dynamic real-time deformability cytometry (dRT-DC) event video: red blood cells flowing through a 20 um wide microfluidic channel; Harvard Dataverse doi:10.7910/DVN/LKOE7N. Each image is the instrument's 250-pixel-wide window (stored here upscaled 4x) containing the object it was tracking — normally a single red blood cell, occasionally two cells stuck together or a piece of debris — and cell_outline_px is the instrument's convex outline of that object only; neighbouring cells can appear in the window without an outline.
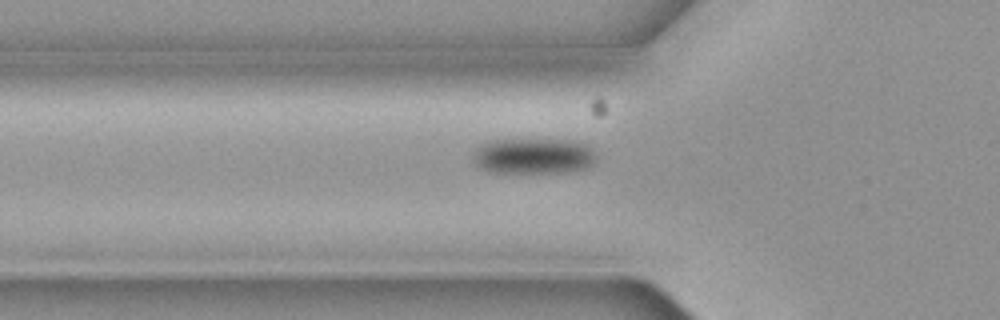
{"species": "common noctule bat (a hibernating species)", "species_latin": "Nyctalus noctula", "temperature_condition": "cold", "stored_images_in_passage": 6, "segment_of_instrument_passage": [2, 2], "camera_frame_rate_fps": 3000, "um_per_image_px": 0.085, "animal": {"sex": "female", "body_mass_g": 19.3, "forearm_length_mm": 54.1}, "frame": {"image": 1, "passage_image": 6, "time_ms": 1.667, "image_size_px": [1000, 320], "cell_outline_px": [[596, 160], [592, 164], [584, 168], [564, 172], [488, 172], [476, 168], [472, 160], [472, 152], [476, 148], [488, 140], [568, 140], [584, 144], [592, 148], [596, 156]], "centroid_in_image_um": [45.26, 13.27], "position_along_channel_um": 80.5, "area_um2": 25.78}}